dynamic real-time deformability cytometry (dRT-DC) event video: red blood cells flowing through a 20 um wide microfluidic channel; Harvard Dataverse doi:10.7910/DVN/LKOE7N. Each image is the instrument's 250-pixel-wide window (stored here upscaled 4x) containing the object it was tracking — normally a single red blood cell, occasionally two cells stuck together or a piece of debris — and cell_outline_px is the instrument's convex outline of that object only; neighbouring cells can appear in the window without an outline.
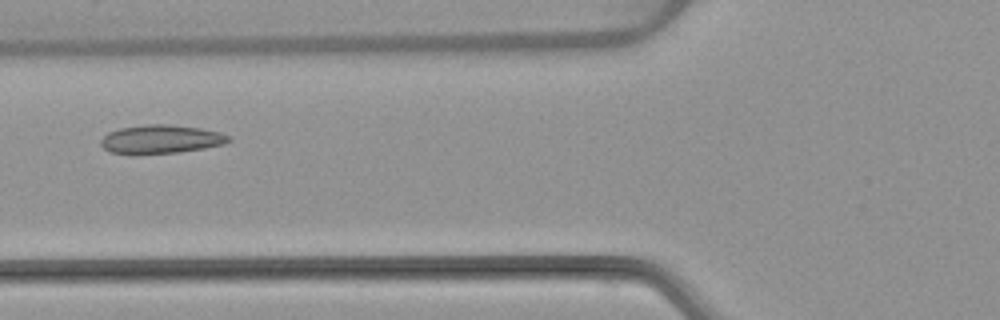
{"species": "common noctule bat (a hibernating species)", "species_latin": "Nyctalus noctula", "temperature_condition": "warm", "stored_images_in_passage": 5, "camera_frame_rate_fps": 3000, "um_per_image_px": 0.085, "animal": {"sex": "female", "body_mass_g": 22.7, "forearm_length_mm": 54.2}, "frame": {"image": 1, "passage_image": 5, "time_ms": 5.0, "image_size_px": [1000, 320], "cell_outline_px": [[232, 140], [224, 144], [204, 148], [180, 152], [136, 156], [132, 156], [108, 152], [100, 144], [100, 140], [108, 132], [120, 128], [148, 124], [168, 124], [200, 128], [220, 132], [232, 136]], "centroid_in_image_um": [13.65, 11.86], "position_along_channel_um": 112.2, "area_um2": 21.96}}